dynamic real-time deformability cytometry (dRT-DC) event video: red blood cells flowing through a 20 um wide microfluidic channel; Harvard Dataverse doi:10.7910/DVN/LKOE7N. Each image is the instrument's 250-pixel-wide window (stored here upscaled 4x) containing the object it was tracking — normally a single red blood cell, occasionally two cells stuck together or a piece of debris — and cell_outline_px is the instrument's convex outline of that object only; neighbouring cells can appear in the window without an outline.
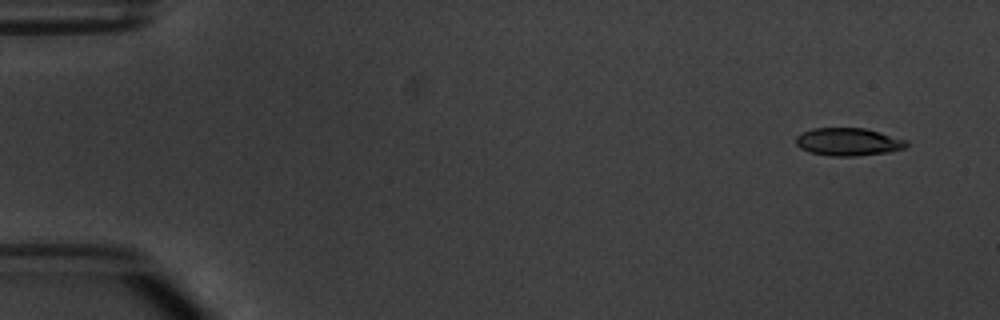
{"species": "common noctule bat (a hibernating species)", "species_latin": "Nyctalus noctula", "temperature_condition": "warm", "stored_images_in_passage": 5, "camera_frame_rate_fps": 3000, "um_per_image_px": 0.085, "animal": {"sex": "male", "body_mass_g": 20.1, "forearm_length_mm": 53.5}, "frame": {"image": 1, "passage_image": 1, "time_ms": 0.0, "image_size_px": [1000, 320], "cell_outline_px": [[908, 144], [904, 148], [888, 152], [856, 156], [832, 156], [808, 152], [800, 148], [796, 144], [796, 136], [812, 128], [864, 128], [880, 132], [908, 140]], "centroid_in_image_um": [72.1, 12.06], "position_along_channel_um": 12.9, "area_um2": 17.92}}
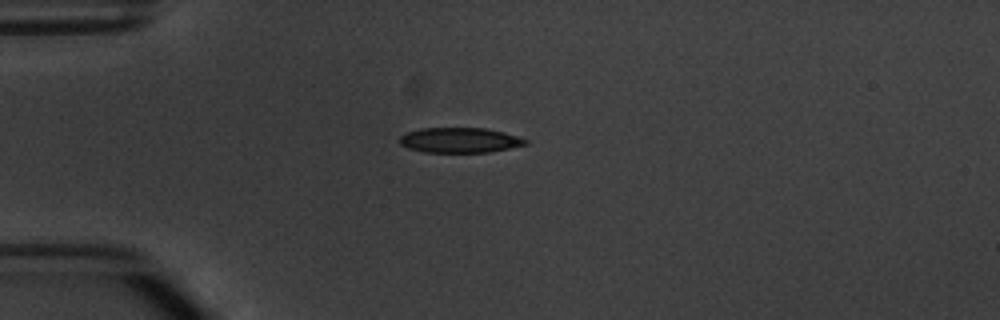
{"frame": {"image": 2, "passage_image": 4, "time_ms": 3.667, "image_size_px": [1000, 320], "cell_outline_px": [[528, 144], [488, 152], [424, 152], [408, 148], [400, 144], [400, 136], [408, 132], [420, 128], [484, 128], [504, 132], [528, 140]], "centroid_in_image_um": [39.07, 11.91], "position_along_channel_um": 45.9, "area_um2": 18.26}}